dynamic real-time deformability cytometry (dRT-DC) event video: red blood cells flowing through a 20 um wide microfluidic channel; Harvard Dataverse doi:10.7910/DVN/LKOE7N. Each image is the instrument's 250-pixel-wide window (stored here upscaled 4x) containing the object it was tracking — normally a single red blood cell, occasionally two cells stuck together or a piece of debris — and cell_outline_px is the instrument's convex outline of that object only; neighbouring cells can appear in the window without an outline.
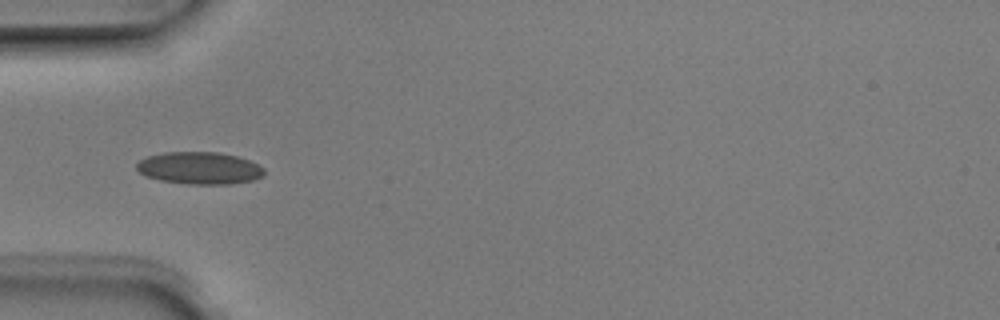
{"species": "Egyptian fruit bat (a non-hibernating species)", "species_latin": "Rousettus aegyptiacus", "temperature_condition": "room temperature", "stored_images_in_passage": 1, "camera_frame_rate_fps": 3000, "um_per_image_px": 0.085, "animal": {"sex": "male"}, "frame": {"image": 1, "passage_image": 1, "time_ms": 0.0, "image_size_px": [1000, 320], "cell_outline_px": [[264, 176], [252, 180], [228, 184], [188, 184], [160, 180], [144, 176], [136, 168], [136, 164], [140, 160], [148, 156], [164, 152], [220, 152], [236, 156], [248, 160], [264, 168]], "centroid_in_image_um": [16.94, 14.28], "position_along_channel_um": 68.1, "area_um2": 23.93}}